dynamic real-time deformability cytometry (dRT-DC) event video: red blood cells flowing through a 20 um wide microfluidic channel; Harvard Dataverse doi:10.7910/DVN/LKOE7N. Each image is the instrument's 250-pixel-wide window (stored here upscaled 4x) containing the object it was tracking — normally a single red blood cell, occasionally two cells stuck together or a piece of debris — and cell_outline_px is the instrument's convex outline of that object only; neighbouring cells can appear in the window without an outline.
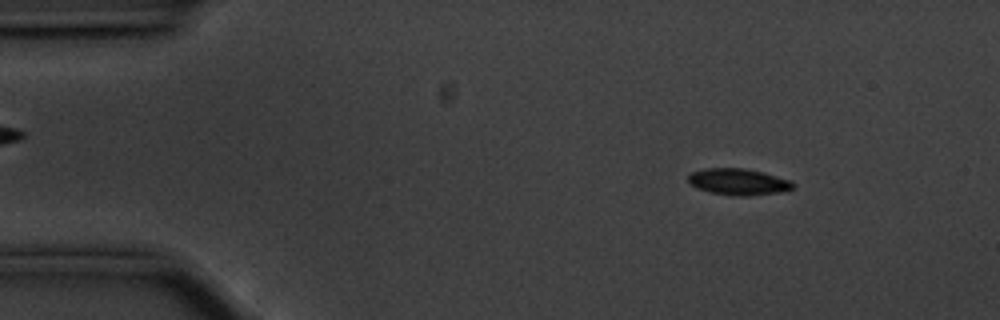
{"species": "common noctule bat (a hibernating species)", "species_latin": "Nyctalus noctula", "temperature_condition": "cold", "stored_images_in_passage": 56, "camera_frame_rate_fps": 3000, "um_per_image_px": 0.085, "animal": {"sex": "male", "body_mass_g": 20.1, "forearm_length_mm": 53.5}, "frame": {"image": 1, "passage_image": 7, "time_ms": 2.0, "image_size_px": [1000, 320], "cell_outline_px": [[792, 188], [780, 192], [748, 196], [732, 196], [712, 192], [696, 188], [688, 180], [688, 176], [692, 172], [704, 168], [744, 168], [760, 172], [788, 180], [792, 184]], "centroid_in_image_um": [62.69, 15.46], "position_along_channel_um": 22.3, "area_um2": 15.78}}
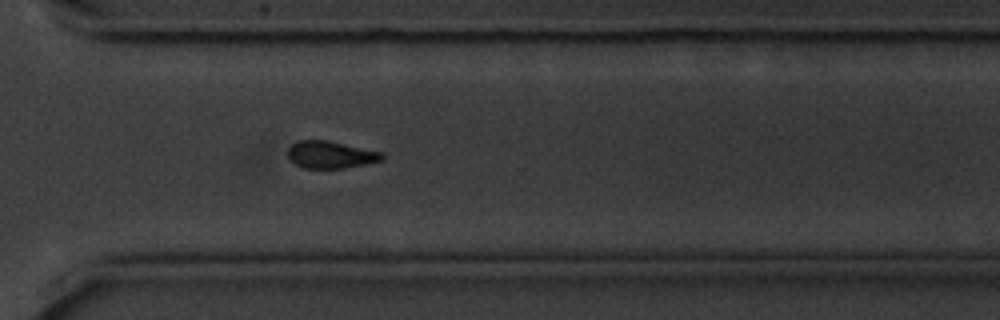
{"frame": {"image": 2, "passage_image": 40, "time_ms": 13.0, "image_size_px": [1000, 320], "cell_outline_px": [[384, 160], [344, 168], [304, 168], [296, 164], [288, 156], [288, 148], [292, 144], [300, 140], [328, 140], [384, 152]], "centroid_in_image_um": [28.14, 13.14], "position_along_channel_um": 342.5, "area_um2": 14.97}}
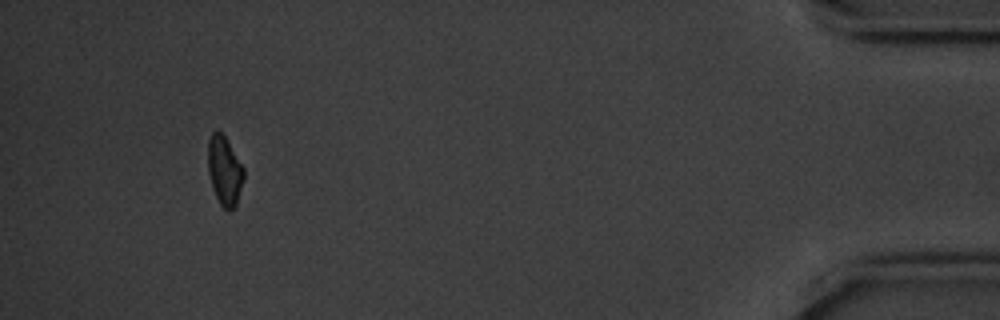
{"frame": {"image": 3, "passage_image": 52, "time_ms": 17.0, "image_size_px": [1000, 320], "cell_outline_px": [[244, 180], [236, 204], [228, 212], [220, 204], [212, 188], [208, 172], [208, 140], [212, 132], [216, 128], [224, 136], [244, 168]], "centroid_in_image_um": [19.07, 14.51], "position_along_channel_um": 416.1, "area_um2": 14.39}}